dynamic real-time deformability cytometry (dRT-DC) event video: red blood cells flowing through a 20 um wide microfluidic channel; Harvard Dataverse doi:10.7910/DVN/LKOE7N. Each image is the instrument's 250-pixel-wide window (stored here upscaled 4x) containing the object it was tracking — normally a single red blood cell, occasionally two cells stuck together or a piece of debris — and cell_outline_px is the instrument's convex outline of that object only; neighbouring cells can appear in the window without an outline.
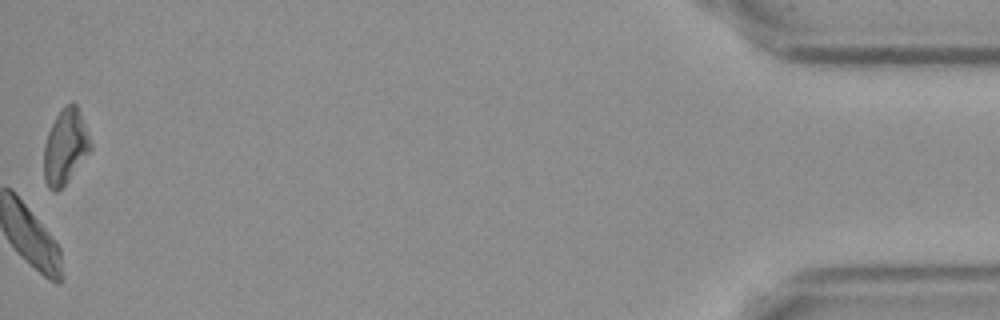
{"species": "Egyptian fruit bat (a non-hibernating species)", "species_latin": "Rousettus aegyptiacus", "temperature_condition": "cold", "stored_images_in_passage": 46, "camera_frame_rate_fps": 3000, "um_per_image_px": 0.085, "frame": {"image": 1, "passage_image": 46, "time_ms": 15.0, "image_size_px": [1000, 320], "cell_outline_px": [[92, 148], [68, 180], [56, 192], [52, 192], [48, 188], [44, 180], [44, 144], [48, 132], [56, 116], [64, 104], [72, 100], [76, 104], [80, 112], [92, 144]], "centroid_in_image_um": [5.54, 12.45], "position_along_channel_um": 429.7, "area_um2": 20.35}, "authors_computed_cell_mechanics": {"area_um2": 24.1026, "velocity_mm_per_s": 3.6023, "shape_relaxation_time_tau1_ms": 5.0526, "shape_relaxation_time_tau2_ms": 4.503, "deformation_change_tau1": 0.1231, "deformation_change_tau2": 0.0787}}